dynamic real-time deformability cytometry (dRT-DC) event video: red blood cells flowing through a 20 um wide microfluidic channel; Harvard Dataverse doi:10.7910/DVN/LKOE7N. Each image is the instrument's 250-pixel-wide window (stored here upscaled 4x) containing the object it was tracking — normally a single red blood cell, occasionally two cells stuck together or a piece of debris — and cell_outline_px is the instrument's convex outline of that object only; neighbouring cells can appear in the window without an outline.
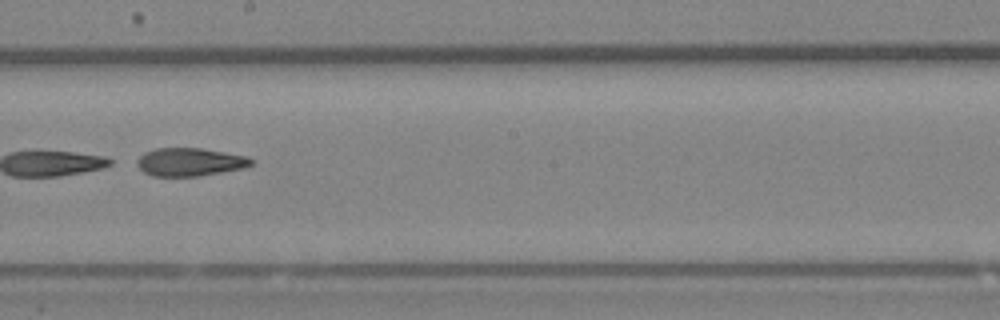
{"species": "Egyptian fruit bat (a non-hibernating species)", "species_latin": "Rousettus aegyptiacus", "temperature_condition": "room temperature", "stored_images_in_passage": 49, "camera_frame_rate_fps": 3000, "um_per_image_px": 0.085, "animal": {"sex": "female"}, "frame": {"image": 1, "passage_image": 28, "time_ms": 9.0, "image_size_px": [1000, 320], "cell_outline_px": [[256, 160], [252, 164], [244, 168], [196, 176], [152, 176], [144, 172], [136, 164], [136, 160], [144, 152], [156, 148], [200, 148], [248, 156]], "centroid_in_image_um": [16.14, 13.76], "position_along_channel_um": 232.1, "area_um2": 18.73}}